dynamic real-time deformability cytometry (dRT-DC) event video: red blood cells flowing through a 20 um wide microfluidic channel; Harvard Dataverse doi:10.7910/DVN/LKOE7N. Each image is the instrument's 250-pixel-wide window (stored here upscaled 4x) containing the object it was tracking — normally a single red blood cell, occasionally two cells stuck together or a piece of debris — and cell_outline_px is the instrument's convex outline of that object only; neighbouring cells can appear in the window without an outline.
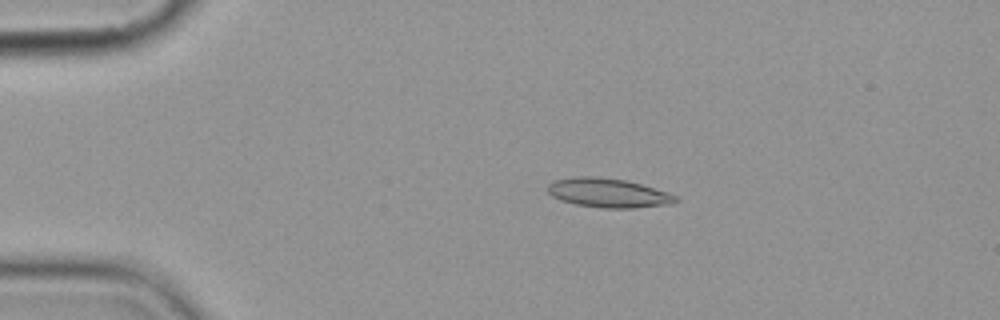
{"species": "common noctule bat (a hibernating species)", "species_latin": "Nyctalus noctula", "temperature_condition": "cold", "stored_images_in_passage": 5, "camera_frame_rate_fps": 3000, "um_per_image_px": 0.085, "animal": {"sex": "female", "body_mass_g": 19.9}, "frame": {"image": 1, "passage_image": 4, "time_ms": 3.333, "image_size_px": [1000, 320], "cell_outline_px": [[680, 200], [672, 204], [636, 208], [604, 208], [576, 204], [560, 200], [552, 196], [548, 192], [548, 184], [552, 180], [576, 176], [596, 176], [624, 180], [640, 184], [668, 192], [676, 196]], "centroid_in_image_um": [51.69, 16.4], "position_along_channel_um": 33.3, "area_um2": 21.85}}